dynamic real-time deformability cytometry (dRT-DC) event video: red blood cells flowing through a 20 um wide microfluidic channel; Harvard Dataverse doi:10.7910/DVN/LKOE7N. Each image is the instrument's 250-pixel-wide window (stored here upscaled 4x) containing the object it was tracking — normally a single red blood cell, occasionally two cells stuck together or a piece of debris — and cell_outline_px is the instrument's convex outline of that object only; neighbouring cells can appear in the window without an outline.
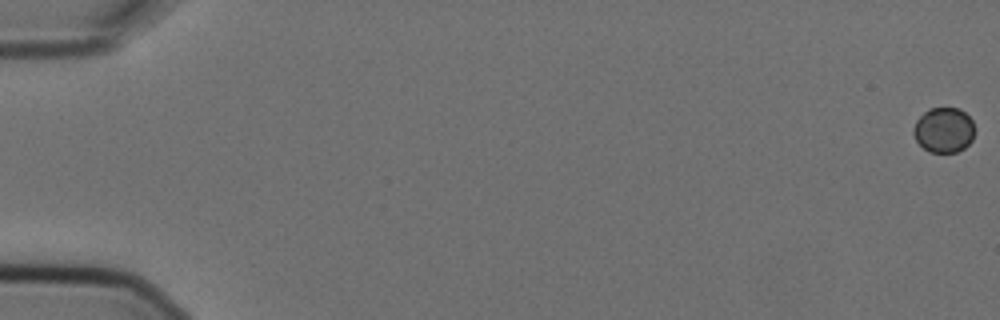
{"species": "Egyptian fruit bat (a non-hibernating species)", "species_latin": "Rousettus aegyptiacus", "temperature_condition": "cold", "stored_images_in_passage": 3, "camera_frame_rate_fps": 3000, "um_per_image_px": 0.085, "animal": {"sex": "female"}, "frame": {"image": 1, "passage_image": 1, "time_ms": 0.0, "image_size_px": [1000, 320], "cell_outline_px": [[972, 140], [964, 148], [956, 152], [928, 152], [916, 140], [912, 132], [912, 128], [916, 120], [928, 108], [960, 108], [972, 120]], "centroid_in_image_um": [80.18, 11.04], "position_along_channel_um": 4.8, "area_um2": 16.01}}